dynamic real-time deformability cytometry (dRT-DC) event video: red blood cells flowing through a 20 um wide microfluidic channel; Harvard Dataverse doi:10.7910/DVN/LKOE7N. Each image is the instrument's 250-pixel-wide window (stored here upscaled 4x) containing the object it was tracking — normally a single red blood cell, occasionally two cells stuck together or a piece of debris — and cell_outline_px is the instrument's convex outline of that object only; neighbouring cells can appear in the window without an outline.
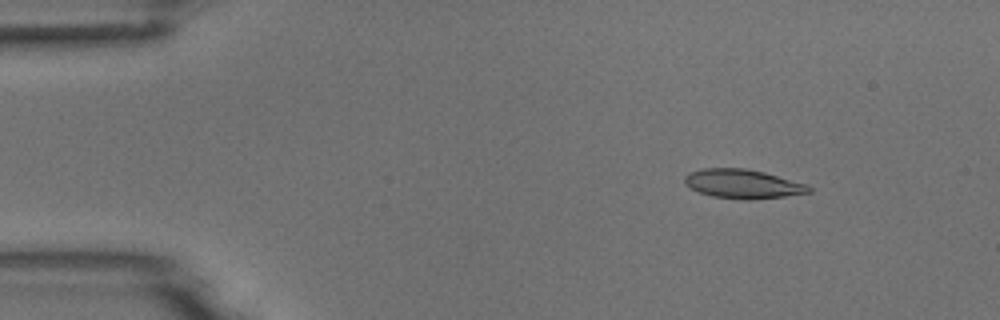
{"species": "common noctule bat (a hibernating species)", "species_latin": "Nyctalus noctula", "temperature_condition": "room temperature", "stored_images_in_passage": 5, "camera_frame_rate_fps": 3000, "um_per_image_px": 0.085, "animal": {"sex": "male", "body_mass_g": 18.8}, "frame": {"image": 1, "passage_image": 2, "time_ms": 1.0, "image_size_px": [1000, 320], "cell_outline_px": [[812, 192], [784, 196], [752, 200], [744, 200], [712, 196], [700, 192], [684, 184], [684, 176], [688, 172], [700, 168], [744, 168], [764, 172], [804, 184], [812, 188]], "centroid_in_image_um": [63.09, 15.63], "position_along_channel_um": 21.9, "area_um2": 20.98}}
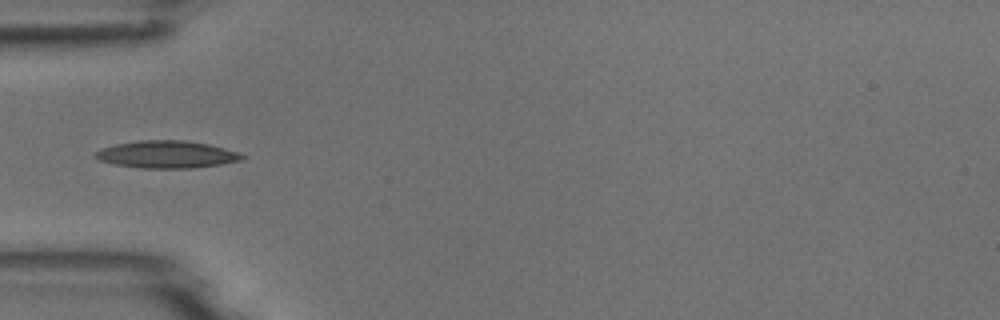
{"frame": {"image": 2, "passage_image": 5, "time_ms": 4.333, "image_size_px": [1000, 320], "cell_outline_px": [[244, 160], [220, 164], [192, 168], [140, 168], [112, 164], [100, 160], [92, 156], [92, 152], [100, 148], [116, 144], [140, 140], [184, 140], [208, 144], [224, 148], [236, 152], [244, 156]], "centroid_in_image_um": [14.1, 13.13], "position_along_channel_um": 70.9, "area_um2": 23.47}}